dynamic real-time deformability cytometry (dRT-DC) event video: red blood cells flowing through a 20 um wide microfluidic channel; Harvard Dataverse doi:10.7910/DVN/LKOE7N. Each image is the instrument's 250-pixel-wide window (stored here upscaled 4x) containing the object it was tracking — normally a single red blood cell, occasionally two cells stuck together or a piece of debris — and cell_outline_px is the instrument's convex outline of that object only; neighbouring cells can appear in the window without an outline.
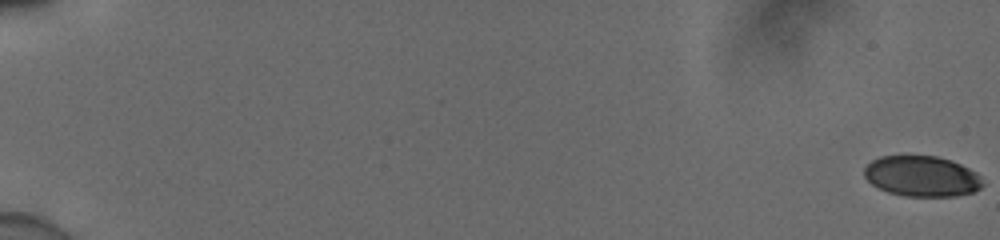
{"species": "human", "species_latin": "Homo sapiens", "temperature_condition": "cold", "stored_images_in_passage": 15, "camera_frame_rate_fps": 3000, "um_per_image_px": 0.085, "donor": {"sex": "male"}, "frame": {"image": 1, "passage_image": 1, "time_ms": 0.0, "image_size_px": [1000, 240], "cell_outline_px": [[984, 184], [980, 188], [972, 192], [956, 196], [904, 196], [888, 192], [872, 184], [864, 176], [864, 168], [872, 160], [880, 156], [936, 156], [952, 160], [976, 172], [980, 176]], "centroid_in_image_um": [78.36, 14.98], "position_along_channel_um": 6.6, "area_um2": 27.98}}